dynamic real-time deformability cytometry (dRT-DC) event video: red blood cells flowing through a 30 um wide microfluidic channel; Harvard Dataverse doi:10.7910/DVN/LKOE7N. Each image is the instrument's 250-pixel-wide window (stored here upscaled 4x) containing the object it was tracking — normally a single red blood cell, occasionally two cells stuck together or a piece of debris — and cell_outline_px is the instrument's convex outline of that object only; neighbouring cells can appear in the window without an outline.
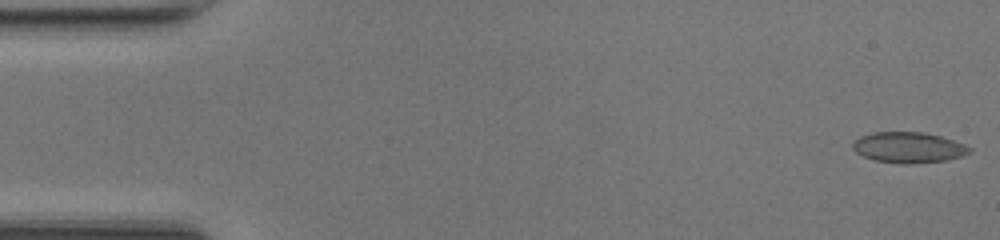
{"species": "common noctule bat (a hibernating species)", "species_latin": "Nyctalus noctula", "temperature_condition": "room temperature", "stored_images_in_passage": 44, "camera_frame_rate_fps": 3000, "um_per_image_px": 0.085, "animal": {"sex": "female", "body_mass_g": 17.0, "forearm_length_mm": 48.0}, "frame": {"image": 1, "passage_image": 1, "time_ms": 0.0, "image_size_px": [1000, 240], "cell_outline_px": [[972, 152], [960, 156], [944, 160], [908, 164], [900, 164], [872, 160], [856, 152], [852, 148], [852, 144], [860, 136], [872, 132], [924, 132], [940, 136], [964, 144], [972, 148]], "centroid_in_image_um": [77.2, 12.53], "position_along_channel_um": 7.8, "area_um2": 20.87}}
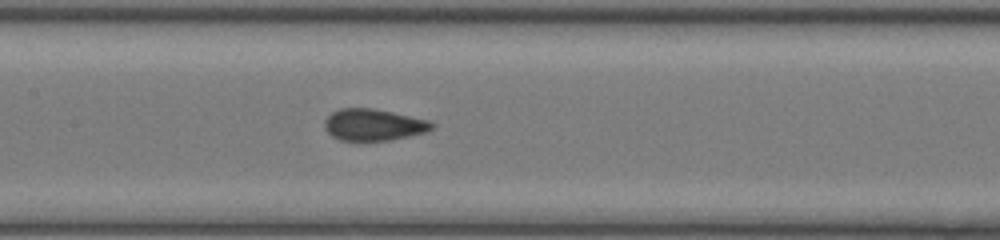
{"frame": {"image": 2, "passage_image": 23, "time_ms": 7.333, "image_size_px": [1000, 240], "cell_outline_px": [[436, 124], [432, 128], [424, 132], [408, 136], [388, 140], [340, 140], [332, 136], [324, 128], [324, 120], [332, 112], [340, 108], [372, 108], [392, 112], [428, 120]], "centroid_in_image_um": [31.72, 10.59], "position_along_channel_um": 175.7, "area_um2": 19.59}}
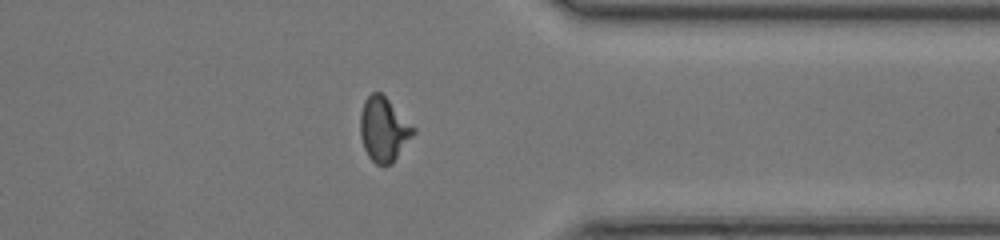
{"frame": {"image": 3, "passage_image": 38, "time_ms": 12.333, "image_size_px": [1000, 240], "cell_outline_px": [[416, 132], [392, 164], [376, 164], [368, 156], [364, 148], [360, 136], [360, 112], [364, 100], [372, 92], [380, 92], [416, 128]], "centroid_in_image_um": [32.61, 11.0], "position_along_channel_um": 378.8, "area_um2": 19.83}, "authors_computed_cell_mechanics": {"area_um2": 19.9988, "velocity_mm_per_s": 4.2469, "shape_relaxation_time_tau1_ms": null, "shape_relaxation_time_tau2_ms": 0.9338, "deformation_change_tau1": null, "deformation_change_tau2": 0.0614}}